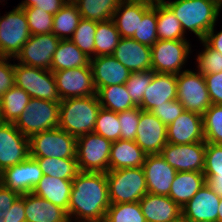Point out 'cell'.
Here are the masks:
<instances>
[{
  "mask_svg": "<svg viewBox=\"0 0 222 222\" xmlns=\"http://www.w3.org/2000/svg\"><path fill=\"white\" fill-rule=\"evenodd\" d=\"M108 182L104 172H79L72 180L68 217L76 215L84 222L100 221L110 206Z\"/></svg>",
  "mask_w": 222,
  "mask_h": 222,
  "instance_id": "6da1fadb",
  "label": "cell"
},
{
  "mask_svg": "<svg viewBox=\"0 0 222 222\" xmlns=\"http://www.w3.org/2000/svg\"><path fill=\"white\" fill-rule=\"evenodd\" d=\"M100 108L97 95L63 99L58 127L75 137L93 133Z\"/></svg>",
  "mask_w": 222,
  "mask_h": 222,
  "instance_id": "7a4b0ae2",
  "label": "cell"
},
{
  "mask_svg": "<svg viewBox=\"0 0 222 222\" xmlns=\"http://www.w3.org/2000/svg\"><path fill=\"white\" fill-rule=\"evenodd\" d=\"M180 21L183 31L189 29L200 40L214 27L220 6L212 0H176L164 2Z\"/></svg>",
  "mask_w": 222,
  "mask_h": 222,
  "instance_id": "3957f363",
  "label": "cell"
},
{
  "mask_svg": "<svg viewBox=\"0 0 222 222\" xmlns=\"http://www.w3.org/2000/svg\"><path fill=\"white\" fill-rule=\"evenodd\" d=\"M106 178L111 204L139 202L148 193L142 167L109 170Z\"/></svg>",
  "mask_w": 222,
  "mask_h": 222,
  "instance_id": "277c9868",
  "label": "cell"
},
{
  "mask_svg": "<svg viewBox=\"0 0 222 222\" xmlns=\"http://www.w3.org/2000/svg\"><path fill=\"white\" fill-rule=\"evenodd\" d=\"M60 102L31 98L14 122L16 128L30 138L32 135L59 126Z\"/></svg>",
  "mask_w": 222,
  "mask_h": 222,
  "instance_id": "5b68a950",
  "label": "cell"
},
{
  "mask_svg": "<svg viewBox=\"0 0 222 222\" xmlns=\"http://www.w3.org/2000/svg\"><path fill=\"white\" fill-rule=\"evenodd\" d=\"M31 158H76L77 137L59 127L29 138Z\"/></svg>",
  "mask_w": 222,
  "mask_h": 222,
  "instance_id": "8992f818",
  "label": "cell"
},
{
  "mask_svg": "<svg viewBox=\"0 0 222 222\" xmlns=\"http://www.w3.org/2000/svg\"><path fill=\"white\" fill-rule=\"evenodd\" d=\"M14 78L15 86L25 90L31 98L61 102L56 80L51 70L18 63L14 67Z\"/></svg>",
  "mask_w": 222,
  "mask_h": 222,
  "instance_id": "52a82bcc",
  "label": "cell"
},
{
  "mask_svg": "<svg viewBox=\"0 0 222 222\" xmlns=\"http://www.w3.org/2000/svg\"><path fill=\"white\" fill-rule=\"evenodd\" d=\"M112 142L96 133L77 137L76 160L81 172L109 171V156Z\"/></svg>",
  "mask_w": 222,
  "mask_h": 222,
  "instance_id": "ba28073f",
  "label": "cell"
},
{
  "mask_svg": "<svg viewBox=\"0 0 222 222\" xmlns=\"http://www.w3.org/2000/svg\"><path fill=\"white\" fill-rule=\"evenodd\" d=\"M30 36L26 14L17 6L0 18V57H16Z\"/></svg>",
  "mask_w": 222,
  "mask_h": 222,
  "instance_id": "9c48e42d",
  "label": "cell"
},
{
  "mask_svg": "<svg viewBox=\"0 0 222 222\" xmlns=\"http://www.w3.org/2000/svg\"><path fill=\"white\" fill-rule=\"evenodd\" d=\"M176 79L177 100L184 110L203 115L212 105L204 75L185 70L177 74Z\"/></svg>",
  "mask_w": 222,
  "mask_h": 222,
  "instance_id": "30bf717a",
  "label": "cell"
},
{
  "mask_svg": "<svg viewBox=\"0 0 222 222\" xmlns=\"http://www.w3.org/2000/svg\"><path fill=\"white\" fill-rule=\"evenodd\" d=\"M189 43L186 40H158L151 47L152 70L157 73H181L189 54Z\"/></svg>",
  "mask_w": 222,
  "mask_h": 222,
  "instance_id": "8fae6325",
  "label": "cell"
},
{
  "mask_svg": "<svg viewBox=\"0 0 222 222\" xmlns=\"http://www.w3.org/2000/svg\"><path fill=\"white\" fill-rule=\"evenodd\" d=\"M206 142L190 144L167 143L160 155L177 172H203L205 166Z\"/></svg>",
  "mask_w": 222,
  "mask_h": 222,
  "instance_id": "7c38bea8",
  "label": "cell"
},
{
  "mask_svg": "<svg viewBox=\"0 0 222 222\" xmlns=\"http://www.w3.org/2000/svg\"><path fill=\"white\" fill-rule=\"evenodd\" d=\"M53 74L61 100L96 95L91 66L64 69Z\"/></svg>",
  "mask_w": 222,
  "mask_h": 222,
  "instance_id": "4fadbf2b",
  "label": "cell"
},
{
  "mask_svg": "<svg viewBox=\"0 0 222 222\" xmlns=\"http://www.w3.org/2000/svg\"><path fill=\"white\" fill-rule=\"evenodd\" d=\"M30 156L29 138L14 123L0 122V173Z\"/></svg>",
  "mask_w": 222,
  "mask_h": 222,
  "instance_id": "5bb4252c",
  "label": "cell"
},
{
  "mask_svg": "<svg viewBox=\"0 0 222 222\" xmlns=\"http://www.w3.org/2000/svg\"><path fill=\"white\" fill-rule=\"evenodd\" d=\"M61 39L53 33L31 35L15 58L20 64L51 70V61Z\"/></svg>",
  "mask_w": 222,
  "mask_h": 222,
  "instance_id": "9a60e30c",
  "label": "cell"
},
{
  "mask_svg": "<svg viewBox=\"0 0 222 222\" xmlns=\"http://www.w3.org/2000/svg\"><path fill=\"white\" fill-rule=\"evenodd\" d=\"M43 177L38 162L30 156L23 162L4 169L0 183L19 195L31 193Z\"/></svg>",
  "mask_w": 222,
  "mask_h": 222,
  "instance_id": "2e32d148",
  "label": "cell"
},
{
  "mask_svg": "<svg viewBox=\"0 0 222 222\" xmlns=\"http://www.w3.org/2000/svg\"><path fill=\"white\" fill-rule=\"evenodd\" d=\"M135 142L147 155L160 154L168 143L167 126L151 111L140 108Z\"/></svg>",
  "mask_w": 222,
  "mask_h": 222,
  "instance_id": "e0dca14e",
  "label": "cell"
},
{
  "mask_svg": "<svg viewBox=\"0 0 222 222\" xmlns=\"http://www.w3.org/2000/svg\"><path fill=\"white\" fill-rule=\"evenodd\" d=\"M167 140L172 144L205 142L203 115L186 111L167 126Z\"/></svg>",
  "mask_w": 222,
  "mask_h": 222,
  "instance_id": "ac0fdd59",
  "label": "cell"
},
{
  "mask_svg": "<svg viewBox=\"0 0 222 222\" xmlns=\"http://www.w3.org/2000/svg\"><path fill=\"white\" fill-rule=\"evenodd\" d=\"M142 168L148 192L168 196L177 171L160 154L147 155Z\"/></svg>",
  "mask_w": 222,
  "mask_h": 222,
  "instance_id": "d6986e66",
  "label": "cell"
},
{
  "mask_svg": "<svg viewBox=\"0 0 222 222\" xmlns=\"http://www.w3.org/2000/svg\"><path fill=\"white\" fill-rule=\"evenodd\" d=\"M220 197L207 183L182 208V215L189 222H218Z\"/></svg>",
  "mask_w": 222,
  "mask_h": 222,
  "instance_id": "ffe728a7",
  "label": "cell"
},
{
  "mask_svg": "<svg viewBox=\"0 0 222 222\" xmlns=\"http://www.w3.org/2000/svg\"><path fill=\"white\" fill-rule=\"evenodd\" d=\"M112 56L130 72L152 69L151 47L132 38H121Z\"/></svg>",
  "mask_w": 222,
  "mask_h": 222,
  "instance_id": "44dd1931",
  "label": "cell"
},
{
  "mask_svg": "<svg viewBox=\"0 0 222 222\" xmlns=\"http://www.w3.org/2000/svg\"><path fill=\"white\" fill-rule=\"evenodd\" d=\"M176 99V74L155 72L151 83L144 92L143 100L139 107L144 111H151L155 107Z\"/></svg>",
  "mask_w": 222,
  "mask_h": 222,
  "instance_id": "7402d4cb",
  "label": "cell"
},
{
  "mask_svg": "<svg viewBox=\"0 0 222 222\" xmlns=\"http://www.w3.org/2000/svg\"><path fill=\"white\" fill-rule=\"evenodd\" d=\"M94 59V60H93ZM90 59L95 89L110 85L125 84L130 71L112 55H102Z\"/></svg>",
  "mask_w": 222,
  "mask_h": 222,
  "instance_id": "603a6c76",
  "label": "cell"
},
{
  "mask_svg": "<svg viewBox=\"0 0 222 222\" xmlns=\"http://www.w3.org/2000/svg\"><path fill=\"white\" fill-rule=\"evenodd\" d=\"M146 222H170L182 215V208L169 196L146 193L139 201Z\"/></svg>",
  "mask_w": 222,
  "mask_h": 222,
  "instance_id": "cb8c5ba5",
  "label": "cell"
},
{
  "mask_svg": "<svg viewBox=\"0 0 222 222\" xmlns=\"http://www.w3.org/2000/svg\"><path fill=\"white\" fill-rule=\"evenodd\" d=\"M152 5L153 4L144 1L135 0H122L119 3L118 8L113 14L112 20L116 29L120 33L121 38L133 37L139 26V19L143 18V15L152 7Z\"/></svg>",
  "mask_w": 222,
  "mask_h": 222,
  "instance_id": "d4e9b609",
  "label": "cell"
},
{
  "mask_svg": "<svg viewBox=\"0 0 222 222\" xmlns=\"http://www.w3.org/2000/svg\"><path fill=\"white\" fill-rule=\"evenodd\" d=\"M24 207L26 222H70L64 209L32 192L24 194Z\"/></svg>",
  "mask_w": 222,
  "mask_h": 222,
  "instance_id": "484cf974",
  "label": "cell"
},
{
  "mask_svg": "<svg viewBox=\"0 0 222 222\" xmlns=\"http://www.w3.org/2000/svg\"><path fill=\"white\" fill-rule=\"evenodd\" d=\"M146 156L135 141L119 139L111 144L109 170L142 167Z\"/></svg>",
  "mask_w": 222,
  "mask_h": 222,
  "instance_id": "4316f807",
  "label": "cell"
},
{
  "mask_svg": "<svg viewBox=\"0 0 222 222\" xmlns=\"http://www.w3.org/2000/svg\"><path fill=\"white\" fill-rule=\"evenodd\" d=\"M71 188L72 180L43 175L32 193L64 209L68 214Z\"/></svg>",
  "mask_w": 222,
  "mask_h": 222,
  "instance_id": "83f0119b",
  "label": "cell"
},
{
  "mask_svg": "<svg viewBox=\"0 0 222 222\" xmlns=\"http://www.w3.org/2000/svg\"><path fill=\"white\" fill-rule=\"evenodd\" d=\"M205 183L206 178L203 172H177L168 196L183 208Z\"/></svg>",
  "mask_w": 222,
  "mask_h": 222,
  "instance_id": "f1b7e54d",
  "label": "cell"
},
{
  "mask_svg": "<svg viewBox=\"0 0 222 222\" xmlns=\"http://www.w3.org/2000/svg\"><path fill=\"white\" fill-rule=\"evenodd\" d=\"M85 66H91L90 58L70 39H61L52 57L51 71L55 72Z\"/></svg>",
  "mask_w": 222,
  "mask_h": 222,
  "instance_id": "f546056e",
  "label": "cell"
},
{
  "mask_svg": "<svg viewBox=\"0 0 222 222\" xmlns=\"http://www.w3.org/2000/svg\"><path fill=\"white\" fill-rule=\"evenodd\" d=\"M203 173L210 189L222 197V144L206 143Z\"/></svg>",
  "mask_w": 222,
  "mask_h": 222,
  "instance_id": "4dcf8cb0",
  "label": "cell"
},
{
  "mask_svg": "<svg viewBox=\"0 0 222 222\" xmlns=\"http://www.w3.org/2000/svg\"><path fill=\"white\" fill-rule=\"evenodd\" d=\"M31 99L30 95L15 85L0 99V122L14 123Z\"/></svg>",
  "mask_w": 222,
  "mask_h": 222,
  "instance_id": "1f68e13d",
  "label": "cell"
},
{
  "mask_svg": "<svg viewBox=\"0 0 222 222\" xmlns=\"http://www.w3.org/2000/svg\"><path fill=\"white\" fill-rule=\"evenodd\" d=\"M96 95L101 107L116 113L136 107L125 84L99 88L96 90Z\"/></svg>",
  "mask_w": 222,
  "mask_h": 222,
  "instance_id": "d6a6232c",
  "label": "cell"
},
{
  "mask_svg": "<svg viewBox=\"0 0 222 222\" xmlns=\"http://www.w3.org/2000/svg\"><path fill=\"white\" fill-rule=\"evenodd\" d=\"M81 18L95 22L111 20L122 0H72Z\"/></svg>",
  "mask_w": 222,
  "mask_h": 222,
  "instance_id": "836d02e7",
  "label": "cell"
},
{
  "mask_svg": "<svg viewBox=\"0 0 222 222\" xmlns=\"http://www.w3.org/2000/svg\"><path fill=\"white\" fill-rule=\"evenodd\" d=\"M158 40H186L180 21L165 4H156Z\"/></svg>",
  "mask_w": 222,
  "mask_h": 222,
  "instance_id": "e575fe53",
  "label": "cell"
},
{
  "mask_svg": "<svg viewBox=\"0 0 222 222\" xmlns=\"http://www.w3.org/2000/svg\"><path fill=\"white\" fill-rule=\"evenodd\" d=\"M80 19L81 14L76 4L72 0H68V2L53 15L52 33L59 39H70L68 35L71 34L73 36Z\"/></svg>",
  "mask_w": 222,
  "mask_h": 222,
  "instance_id": "d590c367",
  "label": "cell"
},
{
  "mask_svg": "<svg viewBox=\"0 0 222 222\" xmlns=\"http://www.w3.org/2000/svg\"><path fill=\"white\" fill-rule=\"evenodd\" d=\"M43 175L73 180L80 172L76 158H34Z\"/></svg>",
  "mask_w": 222,
  "mask_h": 222,
  "instance_id": "8d00e7d4",
  "label": "cell"
},
{
  "mask_svg": "<svg viewBox=\"0 0 222 222\" xmlns=\"http://www.w3.org/2000/svg\"><path fill=\"white\" fill-rule=\"evenodd\" d=\"M121 39L113 20L97 22L95 33V57L112 55Z\"/></svg>",
  "mask_w": 222,
  "mask_h": 222,
  "instance_id": "74e56055",
  "label": "cell"
},
{
  "mask_svg": "<svg viewBox=\"0 0 222 222\" xmlns=\"http://www.w3.org/2000/svg\"><path fill=\"white\" fill-rule=\"evenodd\" d=\"M97 22L81 18L70 40L90 59L95 54V33Z\"/></svg>",
  "mask_w": 222,
  "mask_h": 222,
  "instance_id": "f35d334b",
  "label": "cell"
},
{
  "mask_svg": "<svg viewBox=\"0 0 222 222\" xmlns=\"http://www.w3.org/2000/svg\"><path fill=\"white\" fill-rule=\"evenodd\" d=\"M120 131L118 113L101 107L97 114L93 132L114 142L120 139Z\"/></svg>",
  "mask_w": 222,
  "mask_h": 222,
  "instance_id": "ab89813d",
  "label": "cell"
},
{
  "mask_svg": "<svg viewBox=\"0 0 222 222\" xmlns=\"http://www.w3.org/2000/svg\"><path fill=\"white\" fill-rule=\"evenodd\" d=\"M132 39L149 47L158 41L156 4H153L143 18L139 19V26Z\"/></svg>",
  "mask_w": 222,
  "mask_h": 222,
  "instance_id": "60d3db41",
  "label": "cell"
},
{
  "mask_svg": "<svg viewBox=\"0 0 222 222\" xmlns=\"http://www.w3.org/2000/svg\"><path fill=\"white\" fill-rule=\"evenodd\" d=\"M105 220L107 222H146L139 202L110 204Z\"/></svg>",
  "mask_w": 222,
  "mask_h": 222,
  "instance_id": "b9f144b4",
  "label": "cell"
},
{
  "mask_svg": "<svg viewBox=\"0 0 222 222\" xmlns=\"http://www.w3.org/2000/svg\"><path fill=\"white\" fill-rule=\"evenodd\" d=\"M206 143L222 144V105L212 104L203 114Z\"/></svg>",
  "mask_w": 222,
  "mask_h": 222,
  "instance_id": "7bdbcfd3",
  "label": "cell"
},
{
  "mask_svg": "<svg viewBox=\"0 0 222 222\" xmlns=\"http://www.w3.org/2000/svg\"><path fill=\"white\" fill-rule=\"evenodd\" d=\"M152 69L140 72H131L125 83L127 91L136 106H140L143 100L144 92L154 75Z\"/></svg>",
  "mask_w": 222,
  "mask_h": 222,
  "instance_id": "ee69618b",
  "label": "cell"
},
{
  "mask_svg": "<svg viewBox=\"0 0 222 222\" xmlns=\"http://www.w3.org/2000/svg\"><path fill=\"white\" fill-rule=\"evenodd\" d=\"M31 35L52 33L53 15L36 7L23 8Z\"/></svg>",
  "mask_w": 222,
  "mask_h": 222,
  "instance_id": "f6af8a7d",
  "label": "cell"
},
{
  "mask_svg": "<svg viewBox=\"0 0 222 222\" xmlns=\"http://www.w3.org/2000/svg\"><path fill=\"white\" fill-rule=\"evenodd\" d=\"M201 41L206 48L197 57L199 72L203 75L222 72V53L212 49L204 40Z\"/></svg>",
  "mask_w": 222,
  "mask_h": 222,
  "instance_id": "bcb514c9",
  "label": "cell"
},
{
  "mask_svg": "<svg viewBox=\"0 0 222 222\" xmlns=\"http://www.w3.org/2000/svg\"><path fill=\"white\" fill-rule=\"evenodd\" d=\"M120 122V139L135 141L137 128L140 120V107L136 106L132 109L118 113Z\"/></svg>",
  "mask_w": 222,
  "mask_h": 222,
  "instance_id": "7dc6e473",
  "label": "cell"
},
{
  "mask_svg": "<svg viewBox=\"0 0 222 222\" xmlns=\"http://www.w3.org/2000/svg\"><path fill=\"white\" fill-rule=\"evenodd\" d=\"M151 112L157 116L163 122V124L168 126L184 112V107L180 101L176 99L153 108Z\"/></svg>",
  "mask_w": 222,
  "mask_h": 222,
  "instance_id": "c3c4849f",
  "label": "cell"
},
{
  "mask_svg": "<svg viewBox=\"0 0 222 222\" xmlns=\"http://www.w3.org/2000/svg\"><path fill=\"white\" fill-rule=\"evenodd\" d=\"M7 59L6 57H0V99L3 94L15 85V64H9L6 62Z\"/></svg>",
  "mask_w": 222,
  "mask_h": 222,
  "instance_id": "681fc988",
  "label": "cell"
},
{
  "mask_svg": "<svg viewBox=\"0 0 222 222\" xmlns=\"http://www.w3.org/2000/svg\"><path fill=\"white\" fill-rule=\"evenodd\" d=\"M212 104L222 105V72L204 75Z\"/></svg>",
  "mask_w": 222,
  "mask_h": 222,
  "instance_id": "f907efd6",
  "label": "cell"
},
{
  "mask_svg": "<svg viewBox=\"0 0 222 222\" xmlns=\"http://www.w3.org/2000/svg\"><path fill=\"white\" fill-rule=\"evenodd\" d=\"M67 2L68 0H25L18 7H36L55 15Z\"/></svg>",
  "mask_w": 222,
  "mask_h": 222,
  "instance_id": "816d5d0a",
  "label": "cell"
},
{
  "mask_svg": "<svg viewBox=\"0 0 222 222\" xmlns=\"http://www.w3.org/2000/svg\"><path fill=\"white\" fill-rule=\"evenodd\" d=\"M4 213L5 222H26L24 195H20L11 208Z\"/></svg>",
  "mask_w": 222,
  "mask_h": 222,
  "instance_id": "f5cc1de1",
  "label": "cell"
},
{
  "mask_svg": "<svg viewBox=\"0 0 222 222\" xmlns=\"http://www.w3.org/2000/svg\"><path fill=\"white\" fill-rule=\"evenodd\" d=\"M20 195L0 183V213L8 211Z\"/></svg>",
  "mask_w": 222,
  "mask_h": 222,
  "instance_id": "db71d44e",
  "label": "cell"
},
{
  "mask_svg": "<svg viewBox=\"0 0 222 222\" xmlns=\"http://www.w3.org/2000/svg\"><path fill=\"white\" fill-rule=\"evenodd\" d=\"M212 49L222 53V31L214 34V27L206 34L203 39Z\"/></svg>",
  "mask_w": 222,
  "mask_h": 222,
  "instance_id": "11a10c76",
  "label": "cell"
},
{
  "mask_svg": "<svg viewBox=\"0 0 222 222\" xmlns=\"http://www.w3.org/2000/svg\"><path fill=\"white\" fill-rule=\"evenodd\" d=\"M218 222H222V197H220V204L218 208Z\"/></svg>",
  "mask_w": 222,
  "mask_h": 222,
  "instance_id": "9f6ffc18",
  "label": "cell"
},
{
  "mask_svg": "<svg viewBox=\"0 0 222 222\" xmlns=\"http://www.w3.org/2000/svg\"><path fill=\"white\" fill-rule=\"evenodd\" d=\"M135 1H144L150 4H159V3H164V0H135Z\"/></svg>",
  "mask_w": 222,
  "mask_h": 222,
  "instance_id": "6f0895ef",
  "label": "cell"
},
{
  "mask_svg": "<svg viewBox=\"0 0 222 222\" xmlns=\"http://www.w3.org/2000/svg\"><path fill=\"white\" fill-rule=\"evenodd\" d=\"M170 222H189V221L183 215H180L179 217Z\"/></svg>",
  "mask_w": 222,
  "mask_h": 222,
  "instance_id": "680465c9",
  "label": "cell"
},
{
  "mask_svg": "<svg viewBox=\"0 0 222 222\" xmlns=\"http://www.w3.org/2000/svg\"><path fill=\"white\" fill-rule=\"evenodd\" d=\"M4 215L5 213L2 211V213H0V222H5Z\"/></svg>",
  "mask_w": 222,
  "mask_h": 222,
  "instance_id": "91938a15",
  "label": "cell"
},
{
  "mask_svg": "<svg viewBox=\"0 0 222 222\" xmlns=\"http://www.w3.org/2000/svg\"><path fill=\"white\" fill-rule=\"evenodd\" d=\"M215 3H217L220 7L222 6V0H212Z\"/></svg>",
  "mask_w": 222,
  "mask_h": 222,
  "instance_id": "94428289",
  "label": "cell"
},
{
  "mask_svg": "<svg viewBox=\"0 0 222 222\" xmlns=\"http://www.w3.org/2000/svg\"><path fill=\"white\" fill-rule=\"evenodd\" d=\"M78 222H81V221H78ZM84 222V221H82ZM90 222H107L105 219L104 220H100V221H90Z\"/></svg>",
  "mask_w": 222,
  "mask_h": 222,
  "instance_id": "6125c7cd",
  "label": "cell"
}]
</instances>
